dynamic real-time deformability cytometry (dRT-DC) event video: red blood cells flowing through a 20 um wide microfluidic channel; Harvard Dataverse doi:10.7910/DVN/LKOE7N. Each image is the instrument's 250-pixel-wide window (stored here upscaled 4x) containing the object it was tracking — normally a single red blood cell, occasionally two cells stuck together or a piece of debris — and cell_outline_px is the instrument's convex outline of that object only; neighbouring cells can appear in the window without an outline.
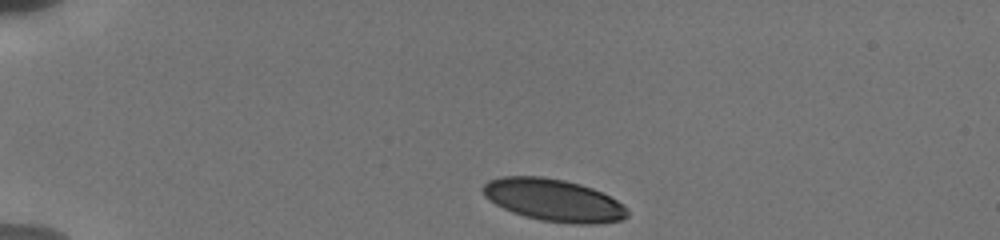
{"species": "human", "species_latin": "Homo sapiens", "temperature_condition": "cold", "stored_images_in_passage": 9, "camera_frame_rate_fps": 3000, "um_per_image_px": 0.085, "donor": {"sex": "male"}, "frame": {"image": 1, "passage_image": 1, "time_ms": 0.0, "image_size_px": [1000, 240], "cell_outline_px": [[628, 216], [624, 220], [592, 224], [572, 224], [540, 220], [524, 216], [512, 212], [496, 204], [484, 196], [480, 188], [488, 180], [500, 176], [540, 176], [564, 180], [580, 184], [592, 188], [624, 204], [628, 208]], "centroid_in_image_um": [47.05, 17.01], "position_along_channel_um": 38.0, "area_um2": 35.78}}
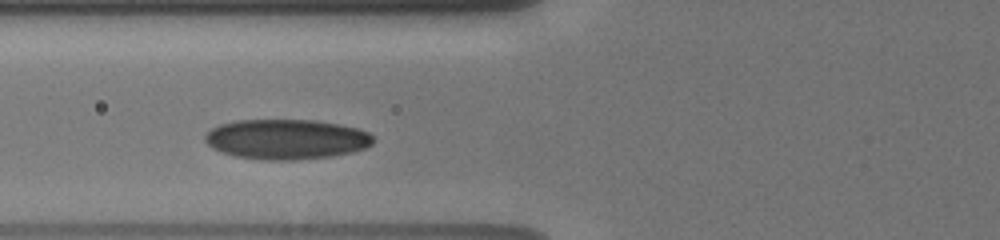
{"frame": {"image": 2, "passage_image": 6, "time_ms": 3.333, "image_size_px": [1000, 240], "cell_outline_px": [[376, 140], [372, 144], [364, 148], [352, 152], [332, 156], [296, 160], [264, 160], [236, 156], [212, 148], [204, 140], [204, 136], [212, 128], [220, 124], [236, 120], [316, 120], [340, 124], [356, 128], [368, 132]], "centroid_in_image_um": [24.36, 11.83], "position_along_channel_um": 101.4, "area_um2": 39.3}}
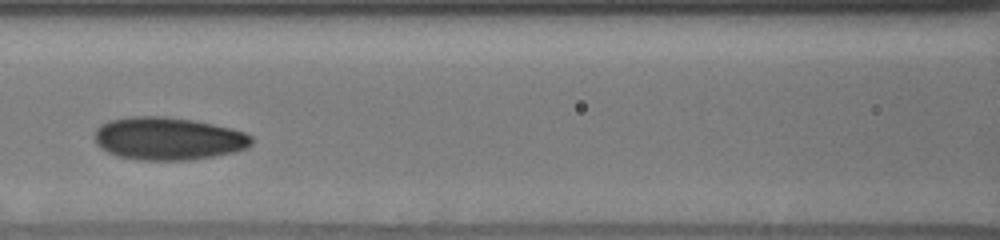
{"frame": {"image": 3, "passage_image": 8, "time_ms": 4.667, "image_size_px": [1000, 240], "cell_outline_px": [[252, 144], [248, 148], [236, 152], [192, 160], [136, 160], [120, 156], [108, 152], [100, 148], [96, 144], [96, 128], [100, 124], [108, 120], [132, 116], [164, 116], [192, 120], [232, 128], [244, 132], [252, 136]], "centroid_in_image_um": [14.31, 11.78], "position_along_channel_um": 152.3, "area_um2": 39.36}}